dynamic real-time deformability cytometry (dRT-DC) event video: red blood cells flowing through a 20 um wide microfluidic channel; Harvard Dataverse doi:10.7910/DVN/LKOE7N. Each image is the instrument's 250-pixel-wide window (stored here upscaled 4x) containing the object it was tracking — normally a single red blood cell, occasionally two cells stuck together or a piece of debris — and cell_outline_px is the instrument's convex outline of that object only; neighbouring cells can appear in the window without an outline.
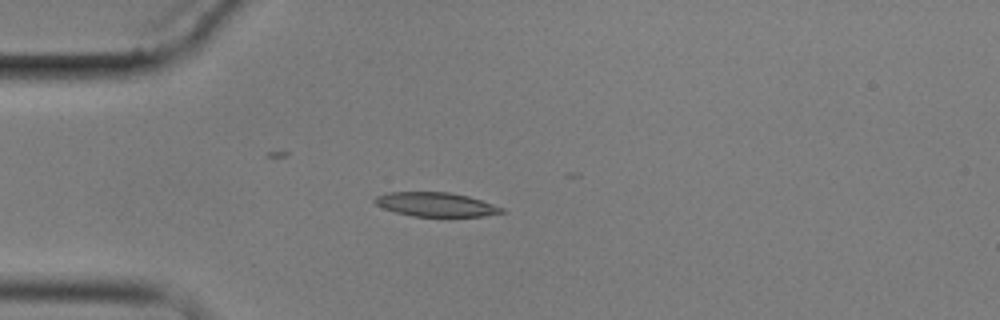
{"species": "common noctule bat (a hibernating species)", "species_latin": "Nyctalus noctula", "temperature_condition": "cold", "stored_images_in_passage": 4, "camera_frame_rate_fps": 3000, "um_per_image_px": 0.085, "animal": {"sex": "male", "body_mass_g": 17.9}, "frame": {"image": 1, "passage_image": 3, "time_ms": 2.333, "image_size_px": [1000, 320], "cell_outline_px": [[504, 212], [484, 216], [412, 216], [396, 212], [384, 208], [376, 204], [372, 200], [376, 196], [388, 192], [448, 192], [468, 196], [504, 208]], "centroid_in_image_um": [37.02, 17.37], "position_along_channel_um": 48.0, "area_um2": 17.63}}